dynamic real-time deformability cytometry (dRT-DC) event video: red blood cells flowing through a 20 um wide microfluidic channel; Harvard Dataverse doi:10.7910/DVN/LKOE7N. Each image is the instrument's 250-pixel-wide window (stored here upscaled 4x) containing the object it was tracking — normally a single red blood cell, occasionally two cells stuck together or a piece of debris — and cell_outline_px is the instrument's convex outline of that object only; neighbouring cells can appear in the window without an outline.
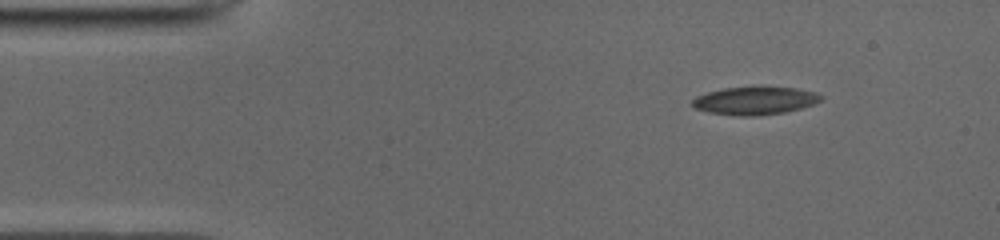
{"species": "common noctule bat (a hibernating species)", "species_latin": "Nyctalus noctula", "temperature_condition": "cold", "stored_images_in_passage": 46, "camera_frame_rate_fps": 3000, "um_per_image_px": 0.085, "animal": {"sex": "male", "body_mass_g": 19.0, "forearm_length_mm": 50.8}, "frame": {"image": 1, "passage_image": 1, "time_ms": 0.0, "image_size_px": [1000, 240], "cell_outline_px": [[824, 100], [800, 108], [784, 112], [752, 116], [740, 116], [708, 112], [696, 108], [688, 104], [696, 96], [708, 92], [724, 88], [796, 88], [816, 92], [824, 96]], "centroid_in_image_um": [64.16, 8.57], "position_along_channel_um": 20.8, "area_um2": 20.63}}
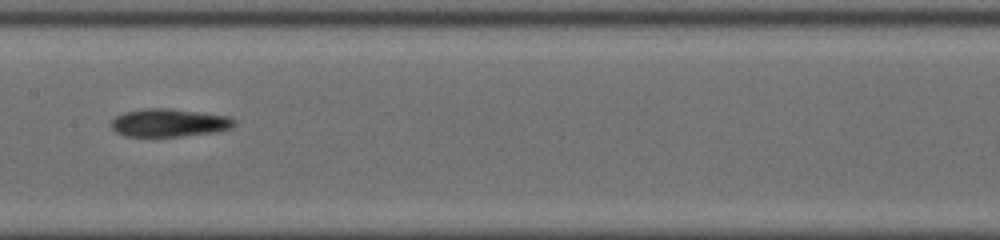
{"frame": {"image": 2, "passage_image": 20, "time_ms": 6.333, "image_size_px": [1000, 240], "cell_outline_px": [[236, 124], [232, 128], [216, 132], [180, 136], [124, 136], [116, 132], [112, 128], [112, 120], [116, 116], [124, 112], [144, 108], [172, 108], [228, 116], [236, 120]], "centroid_in_image_um": [14.4, 10.43], "position_along_channel_um": 193.0, "area_um2": 20.17}}
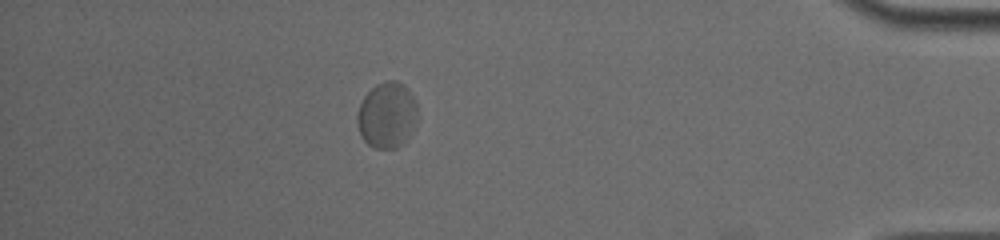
{"frame": {"image": 3, "passage_image": 40, "time_ms": 13.0, "image_size_px": [1000, 240], "cell_outline_px": [[416, 120], [404, 144], [396, 148], [372, 148], [360, 136], [356, 120], [356, 116], [360, 104], [364, 96], [376, 84], [388, 80], [396, 80], [404, 84], [408, 88], [416, 100]], "centroid_in_image_um": [32.88, 9.78], "position_along_channel_um": 402.3, "area_um2": 23.29}, "authors_computed_cell_mechanics": {"area_um2": 20.6346, "velocity_mm_per_s": 3.8487, "shape_relaxation_time_tau1_ms": 10.9641, "shape_relaxation_time_tau2_ms": 1.8539, "deformation_change_tau1": 0.2133, "deformation_change_tau2": 0.0527}}